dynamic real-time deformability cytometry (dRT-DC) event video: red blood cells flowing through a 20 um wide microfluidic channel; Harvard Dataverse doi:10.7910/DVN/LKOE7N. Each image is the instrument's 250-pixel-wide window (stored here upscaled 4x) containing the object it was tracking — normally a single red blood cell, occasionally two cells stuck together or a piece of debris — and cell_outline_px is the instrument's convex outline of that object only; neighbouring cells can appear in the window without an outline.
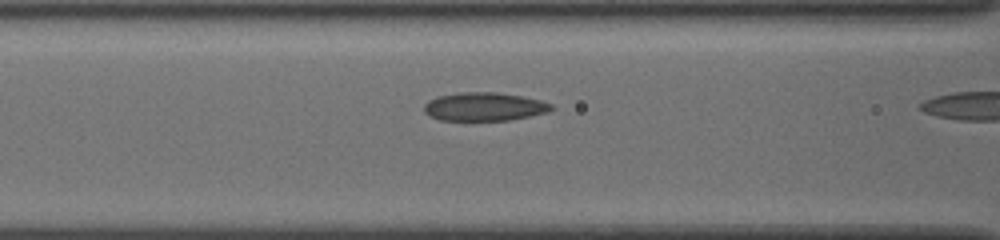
{"species": "common noctule bat (a hibernating species)", "species_latin": "Nyctalus noctula", "temperature_condition": "cold", "stored_images_in_passage": 9, "camera_frame_rate_fps": 3000, "um_per_image_px": 0.085, "animal": {"sex": "female", "body_mass_g": 19.5, "forearm_length_mm": 54.1}, "frame": {"image": 1, "passage_image": 8, "time_ms": 2.333, "image_size_px": [1000, 240], "cell_outline_px": [[556, 108], [548, 112], [508, 120], [440, 120], [428, 116], [424, 112], [424, 104], [428, 100], [436, 96], [460, 92], [496, 92], [520, 96], [540, 100], [552, 104]], "centroid_in_image_um": [41.13, 9.06], "position_along_channel_um": 125.5, "area_um2": 21.15}}